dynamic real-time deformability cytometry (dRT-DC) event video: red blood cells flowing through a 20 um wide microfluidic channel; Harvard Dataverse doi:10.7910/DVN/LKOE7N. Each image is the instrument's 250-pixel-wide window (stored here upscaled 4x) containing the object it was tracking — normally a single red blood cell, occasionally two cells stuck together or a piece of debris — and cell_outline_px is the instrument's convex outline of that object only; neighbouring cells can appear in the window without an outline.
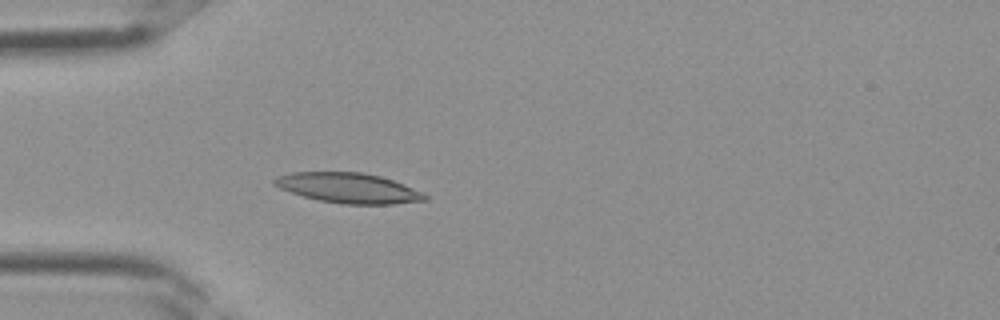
{"species": "Egyptian fruit bat (a non-hibernating species)", "species_latin": "Rousettus aegyptiacus", "temperature_condition": "room temperature", "stored_images_in_passage": 4, "camera_frame_rate_fps": 3000, "um_per_image_px": 0.085, "frame": {"image": 1, "passage_image": 4, "time_ms": 1.0, "image_size_px": [1000, 320], "cell_outline_px": [[428, 200], [392, 204], [344, 204], [320, 200], [304, 196], [280, 188], [272, 184], [272, 180], [276, 176], [292, 172], [360, 172], [380, 176], [404, 184], [424, 192], [428, 196]], "centroid_in_image_um": [29.63, 15.97], "position_along_channel_um": 55.4, "area_um2": 26.36}}